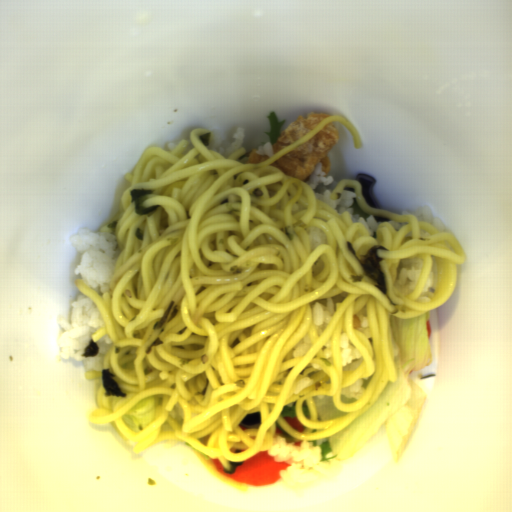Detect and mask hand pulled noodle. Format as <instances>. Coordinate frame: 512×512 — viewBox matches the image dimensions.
<instances>
[{
  "label": "hand pulled noodle",
  "instance_id": "obj_1",
  "mask_svg": "<svg viewBox=\"0 0 512 512\" xmlns=\"http://www.w3.org/2000/svg\"><path fill=\"white\" fill-rule=\"evenodd\" d=\"M347 127L355 149L363 142L343 116H327L310 132L263 162L241 163L245 148L228 157L207 149L192 130L167 152L147 148L122 193L119 212L100 228L120 249L107 292L100 296L82 278L74 280L100 310L105 326L90 339L107 335L103 370L109 369L125 397L105 395L100 386L88 419L109 425L124 442L137 443L134 454L163 441L187 444L210 474L248 492L220 473L209 458L244 463L272 448L276 426L299 441L337 433L367 411L386 386L396 381L390 320L417 318L445 303L457 286V266L467 258L454 235L440 233L415 214L400 216L364 201L361 183L340 180L330 195L346 186L355 190L361 211L395 222H382L373 238L351 212L339 214L316 197L304 181L269 166L304 144L328 122ZM132 189L154 190L142 206L160 205L151 217L138 215ZM321 227L328 245L311 252L309 228ZM141 228L144 241L135 239ZM361 260L378 250L388 295L369 278L345 242ZM438 264V284L429 302H416ZM424 258L414 292L393 285L402 259ZM351 293L319 336L310 304L341 292ZM170 300L178 314L153 330ZM365 306L370 327L354 329L352 316ZM345 329L363 355L358 368L344 371L340 333ZM312 346L293 358L305 336ZM160 337L164 344L148 346ZM374 373V374H373ZM373 374L359 400L340 401L342 387ZM334 397L346 415L317 421L312 396ZM306 402L310 417H304ZM296 401V414L307 428H290L281 412ZM261 413L257 430L240 426L245 414Z\"/></svg>",
  "mask_w": 512,
  "mask_h": 512
},
{
  "label": "hand pulled noodle",
  "instance_id": "obj_2",
  "mask_svg": "<svg viewBox=\"0 0 512 512\" xmlns=\"http://www.w3.org/2000/svg\"><path fill=\"white\" fill-rule=\"evenodd\" d=\"M102 377V371L99 370H88L86 371L85 378L91 380L94 378Z\"/></svg>",
  "mask_w": 512,
  "mask_h": 512
}]
</instances>
